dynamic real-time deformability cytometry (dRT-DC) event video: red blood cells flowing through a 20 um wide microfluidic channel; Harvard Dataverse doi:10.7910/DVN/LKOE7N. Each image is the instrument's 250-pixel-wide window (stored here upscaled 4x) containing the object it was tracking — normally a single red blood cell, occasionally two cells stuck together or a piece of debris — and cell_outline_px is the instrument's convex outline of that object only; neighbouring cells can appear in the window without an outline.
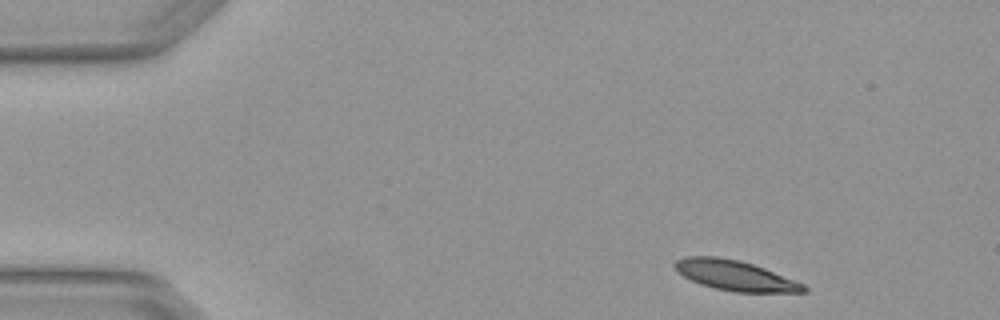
{"species": "Egyptian fruit bat (a non-hibernating species)", "species_latin": "Rousettus aegyptiacus", "temperature_condition": "warm", "stored_images_in_passage": 4, "camera_frame_rate_fps": 3000, "um_per_image_px": 0.085, "animal": {"sex": "female"}, "frame": {"image": 1, "passage_image": 1, "time_ms": 0.0, "image_size_px": [1000, 320], "cell_outline_px": [[808, 292], [736, 292], [716, 288], [700, 284], [676, 272], [672, 264], [676, 260], [684, 256], [716, 256], [740, 260], [764, 268], [804, 284], [808, 288]], "centroid_in_image_um": [62.44, 23.4], "position_along_channel_um": 22.6, "area_um2": 22.6}}
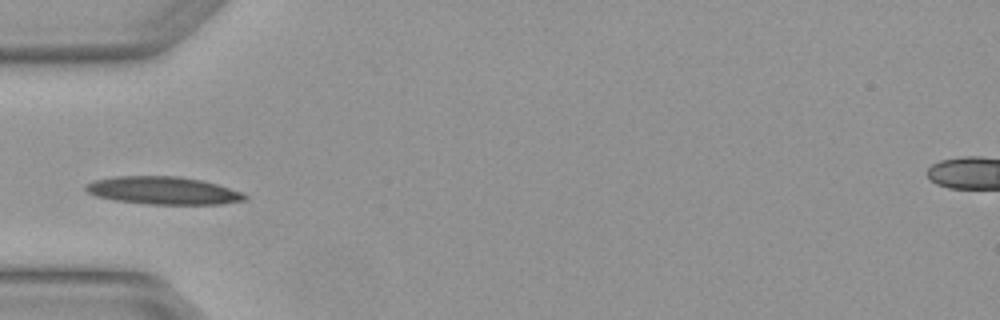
{"frame": {"image": 2, "passage_image": 4, "time_ms": 1.0, "image_size_px": [1000, 320], "cell_outline_px": [[248, 196], [244, 200], [220, 204], [148, 204], [116, 200], [96, 196], [88, 192], [84, 188], [88, 184], [96, 180], [116, 176], [176, 176], [200, 180], [216, 184], [244, 192]], "centroid_in_image_um": [13.9, 16.2], "position_along_channel_um": 71.1, "area_um2": 25.43}}